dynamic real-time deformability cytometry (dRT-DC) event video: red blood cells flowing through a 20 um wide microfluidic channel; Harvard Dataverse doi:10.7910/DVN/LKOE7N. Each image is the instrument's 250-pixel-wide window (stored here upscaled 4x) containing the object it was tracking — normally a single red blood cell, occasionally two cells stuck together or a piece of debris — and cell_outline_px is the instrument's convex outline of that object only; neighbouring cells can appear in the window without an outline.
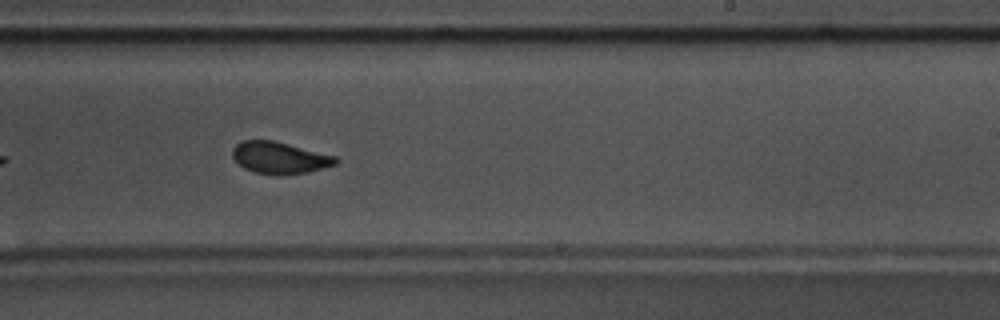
{"species": "common noctule bat (a hibernating species)", "species_latin": "Nyctalus noctula", "temperature_condition": "warm", "stored_images_in_passage": 42, "camera_frame_rate_fps": 3000, "um_per_image_px": 0.085, "animal": {"sex": "male", "body_mass_g": 17.5, "forearm_length_mm": 52.3}, "frame": {"image": 1, "passage_image": 19, "time_ms": 6.0, "image_size_px": [1000, 320], "cell_outline_px": [[340, 160], [336, 164], [308, 172], [284, 176], [276, 176], [256, 172], [244, 168], [232, 156], [232, 148], [236, 144], [244, 140], [272, 140], [336, 156]], "centroid_in_image_um": [23.77, 13.42], "position_along_channel_um": 265.2, "area_um2": 19.19}}
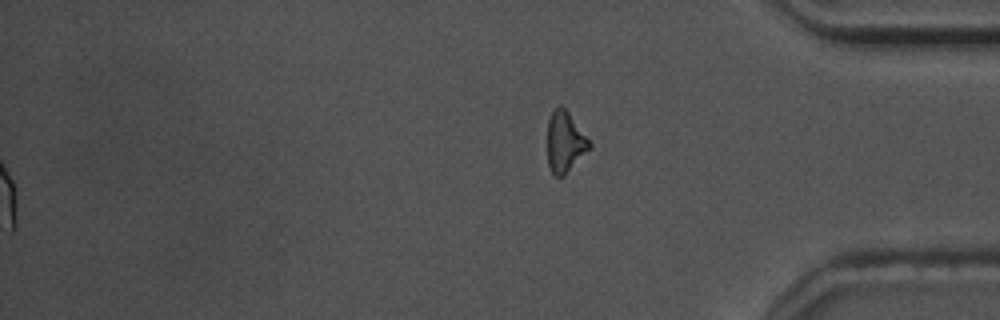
{"frame": {"image": 2, "passage_image": 42, "time_ms": 13.667, "image_size_px": [1000, 320], "cell_outline_px": [[592, 148], [564, 176], [556, 176], [552, 172], [548, 164], [548, 120], [552, 112], [560, 104], [568, 112], [592, 144]], "centroid_in_image_um": [48.04, 12.09], "position_along_channel_um": 387.2, "area_um2": 14.8}, "authors_computed_cell_mechanics": {"area_um2": 19.363, "velocity_mm_per_s": 3.6227, "shape_relaxation_time_tau1_ms": 4.5806, "shape_relaxation_time_tau2_ms": 1.1733, "deformation_change_tau1": 0.1321, "deformation_change_tau2": 0.0691}}